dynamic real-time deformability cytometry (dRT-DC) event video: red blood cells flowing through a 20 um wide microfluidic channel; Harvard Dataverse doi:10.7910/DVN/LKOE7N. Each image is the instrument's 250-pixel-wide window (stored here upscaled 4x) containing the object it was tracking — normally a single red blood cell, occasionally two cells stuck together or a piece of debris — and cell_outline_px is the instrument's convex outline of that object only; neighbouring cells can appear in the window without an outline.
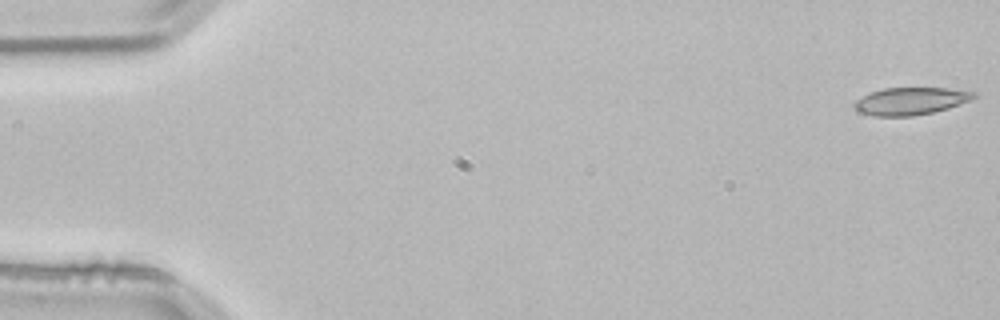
{"species": "common noctule bat (a hibernating species)", "species_latin": "Nyctalus noctula", "temperature_condition": "room temperature", "stored_images_in_passage": 53, "camera_frame_rate_fps": 3000, "um_per_image_px": 0.085, "animal": {"sex": "male", "body_mass_g": 21.5, "forearm_length_mm": 52.0}, "frame": {"image": 1, "passage_image": 1, "time_ms": 0.0, "image_size_px": [1000, 320], "cell_outline_px": [[976, 96], [972, 100], [948, 108], [932, 112], [912, 116], [876, 116], [856, 112], [852, 108], [852, 104], [856, 100], [868, 92], [884, 88], [948, 88], [976, 92]], "centroid_in_image_um": [77.35, 8.59], "position_along_channel_um": 7.7, "area_um2": 19.31}}
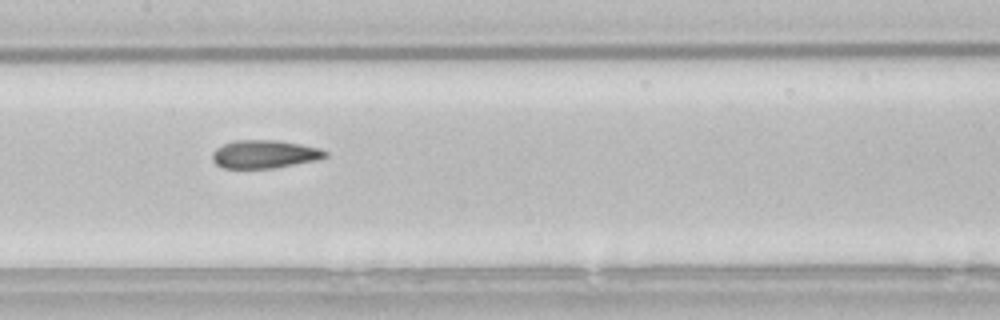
{"frame": {"image": 2, "passage_image": 26, "time_ms": 8.333, "image_size_px": [1000, 320], "cell_outline_px": [[328, 156], [316, 160], [272, 168], [224, 168], [216, 164], [212, 160], [212, 152], [216, 148], [224, 144], [236, 140], [276, 140], [300, 144], [320, 148], [328, 152]], "centroid_in_image_um": [22.47, 13.1], "position_along_channel_um": 184.9, "area_um2": 18.44}}
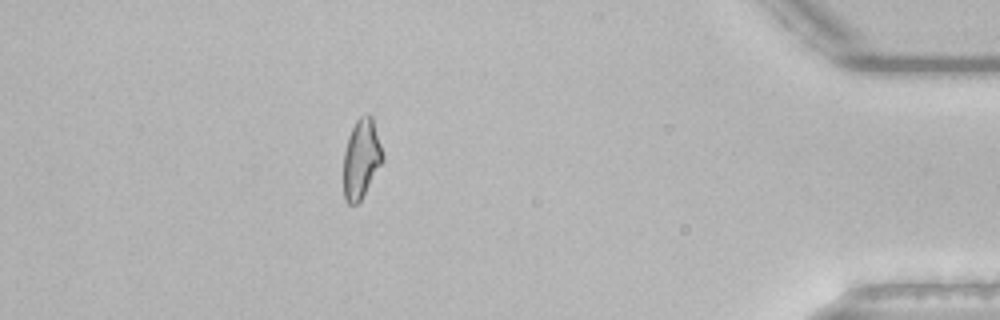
{"frame": {"image": 3, "passage_image": 47, "time_ms": 15.333, "image_size_px": [1000, 320], "cell_outline_px": [[384, 160], [360, 200], [356, 204], [348, 204], [344, 200], [344, 152], [348, 136], [356, 120], [360, 116], [368, 112], [372, 116], [384, 156]], "centroid_in_image_um": [30.71, 13.46], "position_along_channel_um": 404.5, "area_um2": 18.03}, "authors_computed_cell_mechanics": {"area_um2": 18.6694, "velocity_mm_per_s": 3.8349, "shape_relaxation_time_tau1_ms": null, "shape_relaxation_time_tau2_ms": 3.2628, "deformation_change_tau1": null, "deformation_change_tau2": 0.1041}}